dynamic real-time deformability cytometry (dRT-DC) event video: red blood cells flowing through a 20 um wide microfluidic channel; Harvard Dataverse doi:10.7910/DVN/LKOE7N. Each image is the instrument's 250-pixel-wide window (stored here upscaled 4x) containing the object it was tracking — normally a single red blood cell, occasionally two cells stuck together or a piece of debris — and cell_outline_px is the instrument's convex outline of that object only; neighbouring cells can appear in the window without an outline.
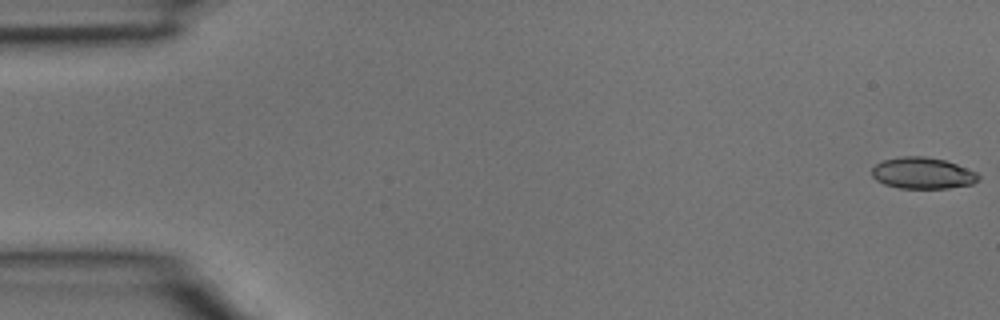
{"species": "common noctule bat (a hibernating species)", "species_latin": "Nyctalus noctula", "temperature_condition": "room temperature", "stored_images_in_passage": 4, "segment_of_instrument_passage": [2, 2], "camera_frame_rate_fps": 3000, "um_per_image_px": 0.085, "animal": {"sex": "male", "body_mass_g": 15.6}, "frame": {"image": 1, "passage_image": 4, "time_ms": 1.0, "image_size_px": [1000, 320], "cell_outline_px": [[980, 180], [972, 184], [948, 188], [900, 188], [884, 184], [876, 180], [872, 176], [872, 168], [876, 164], [884, 160], [900, 156], [924, 156], [944, 160], [956, 164], [976, 172], [980, 176]], "centroid_in_image_um": [78.42, 14.72], "position_along_channel_um": 6.6, "area_um2": 19.48}}